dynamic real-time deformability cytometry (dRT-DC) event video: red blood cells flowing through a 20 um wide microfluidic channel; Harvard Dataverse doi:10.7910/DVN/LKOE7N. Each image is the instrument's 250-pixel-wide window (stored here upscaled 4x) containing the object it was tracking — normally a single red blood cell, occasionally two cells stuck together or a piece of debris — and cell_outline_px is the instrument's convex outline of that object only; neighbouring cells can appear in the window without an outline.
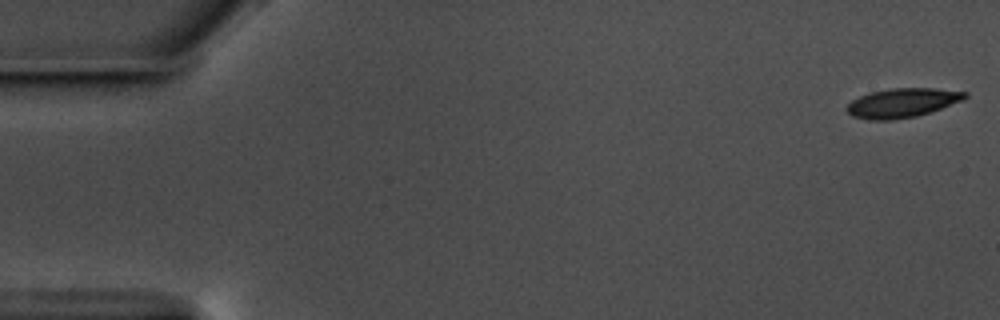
{"species": "common noctule bat (a hibernating species)", "species_latin": "Nyctalus noctula", "temperature_condition": "warm", "stored_images_in_passage": 57, "camera_frame_rate_fps": 3000, "um_per_image_px": 0.085, "animal": {"sex": "male", "body_mass_g": 17.5, "forearm_length_mm": 52.3}, "frame": {"image": 1, "passage_image": 1, "time_ms": 0.0, "image_size_px": [1000, 320], "cell_outline_px": [[968, 96], [964, 100], [916, 116], [888, 120], [872, 120], [852, 116], [844, 108], [852, 100], [860, 96], [872, 92], [892, 88], [936, 88], [968, 92]], "centroid_in_image_um": [76.7, 8.73], "position_along_channel_um": 8.3, "area_um2": 19.94}}
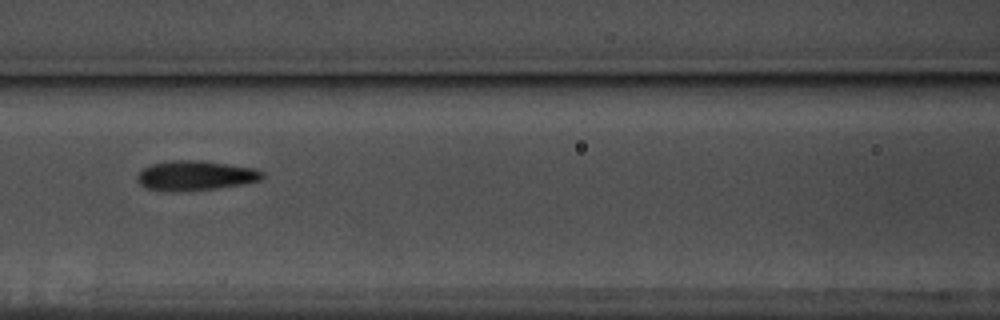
{"frame": {"image": 2, "passage_image": 25, "time_ms": 8.0, "image_size_px": [1000, 320], "cell_outline_px": [[264, 176], [260, 180], [244, 184], [216, 188], [172, 192], [160, 192], [148, 188], [140, 184], [136, 180], [136, 176], [144, 168], [152, 164], [172, 160], [200, 160], [228, 164], [252, 168], [264, 172]], "centroid_in_image_um": [16.58, 14.93], "position_along_channel_um": 150.0, "area_um2": 21.73}}
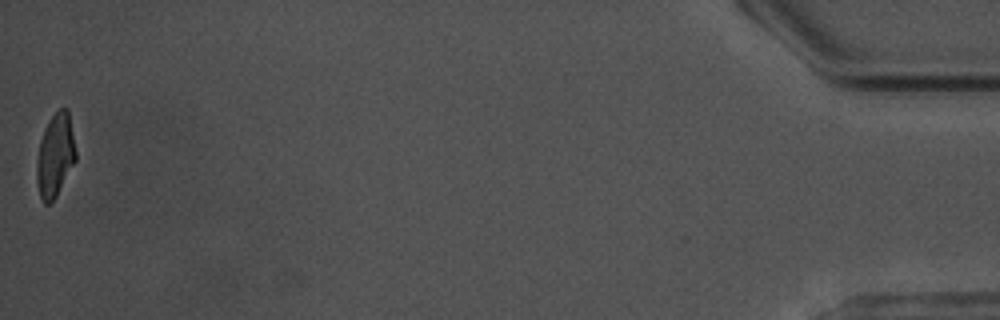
{"frame": {"image": 3, "passage_image": 57, "time_ms": 18.667, "image_size_px": [1000, 320], "cell_outline_px": [[76, 160], [56, 196], [48, 204], [44, 204], [40, 196], [36, 180], [36, 160], [40, 140], [44, 128], [48, 120], [60, 108], [68, 108], [76, 152]], "centroid_in_image_um": [4.68, 13.19], "position_along_channel_um": 430.5, "area_um2": 18.96}, "authors_computed_cell_mechanics": {"area_um2": 20.23, "velocity_mm_per_s": 3.5616, "shape_relaxation_time_tau1_ms": 2.6248, "shape_relaxation_time_tau2_ms": 1.6833, "deformation_change_tau1": 0.1336, "deformation_change_tau2": 0.0876}}